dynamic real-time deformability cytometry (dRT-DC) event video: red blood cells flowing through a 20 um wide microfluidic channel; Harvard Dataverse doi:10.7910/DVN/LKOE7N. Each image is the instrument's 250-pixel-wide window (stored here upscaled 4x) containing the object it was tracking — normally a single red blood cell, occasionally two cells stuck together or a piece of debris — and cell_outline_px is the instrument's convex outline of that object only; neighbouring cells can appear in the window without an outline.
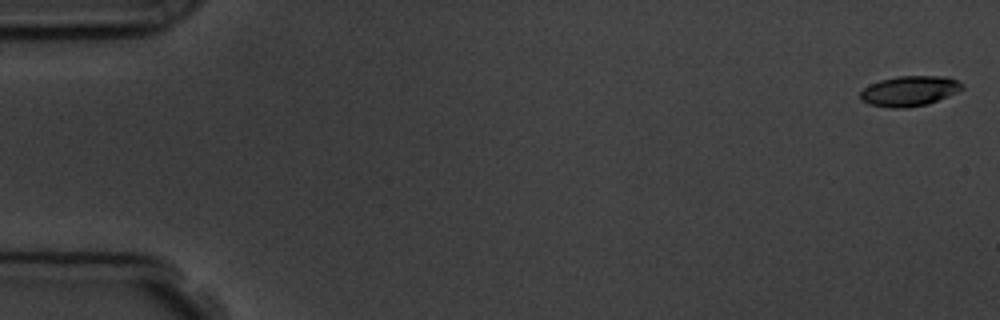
{"species": "common noctule bat (a hibernating species)", "species_latin": "Nyctalus noctula", "temperature_condition": "room temperature", "stored_images_in_passage": 6, "camera_frame_rate_fps": 3000, "um_per_image_px": 0.085, "animal": {"sex": "male", "body_mass_g": 19.5, "forearm_length_mm": 54.6}, "frame": {"image": 1, "passage_image": 1, "time_ms": 0.0, "image_size_px": [1000, 320], "cell_outline_px": [[964, 88], [948, 96], [928, 104], [904, 108], [892, 108], [868, 104], [860, 100], [860, 92], [864, 88], [880, 80], [896, 76], [944, 76], [956, 80], [964, 84]], "centroid_in_image_um": [77.3, 7.74], "position_along_channel_um": 7.7, "area_um2": 17.92}}